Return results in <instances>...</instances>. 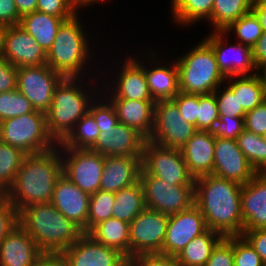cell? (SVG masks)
<instances>
[{"mask_svg": "<svg viewBox=\"0 0 266 266\" xmlns=\"http://www.w3.org/2000/svg\"><path fill=\"white\" fill-rule=\"evenodd\" d=\"M20 19L15 0H0V23L14 26L19 25Z\"/></svg>", "mask_w": 266, "mask_h": 266, "instance_id": "11a10c76", "label": "cell"}, {"mask_svg": "<svg viewBox=\"0 0 266 266\" xmlns=\"http://www.w3.org/2000/svg\"><path fill=\"white\" fill-rule=\"evenodd\" d=\"M196 131L195 125L183 119L172 100L155 101L153 126L148 141L181 149Z\"/></svg>", "mask_w": 266, "mask_h": 266, "instance_id": "9c48e42d", "label": "cell"}, {"mask_svg": "<svg viewBox=\"0 0 266 266\" xmlns=\"http://www.w3.org/2000/svg\"><path fill=\"white\" fill-rule=\"evenodd\" d=\"M142 170L170 185H194L180 149L163 147L145 140Z\"/></svg>", "mask_w": 266, "mask_h": 266, "instance_id": "ba28073f", "label": "cell"}, {"mask_svg": "<svg viewBox=\"0 0 266 266\" xmlns=\"http://www.w3.org/2000/svg\"><path fill=\"white\" fill-rule=\"evenodd\" d=\"M38 0H15V4L20 17L35 12Z\"/></svg>", "mask_w": 266, "mask_h": 266, "instance_id": "680465c9", "label": "cell"}, {"mask_svg": "<svg viewBox=\"0 0 266 266\" xmlns=\"http://www.w3.org/2000/svg\"><path fill=\"white\" fill-rule=\"evenodd\" d=\"M169 215L145 208L129 223L130 259L144 253H161Z\"/></svg>", "mask_w": 266, "mask_h": 266, "instance_id": "4fadbf2b", "label": "cell"}, {"mask_svg": "<svg viewBox=\"0 0 266 266\" xmlns=\"http://www.w3.org/2000/svg\"><path fill=\"white\" fill-rule=\"evenodd\" d=\"M172 101L177 105L183 119L195 125L197 129L199 94H187L180 91Z\"/></svg>", "mask_w": 266, "mask_h": 266, "instance_id": "7dc6e473", "label": "cell"}, {"mask_svg": "<svg viewBox=\"0 0 266 266\" xmlns=\"http://www.w3.org/2000/svg\"><path fill=\"white\" fill-rule=\"evenodd\" d=\"M61 150L26 155L11 187L4 194L19 211L30 204L50 203L63 176Z\"/></svg>", "mask_w": 266, "mask_h": 266, "instance_id": "7a4b0ae2", "label": "cell"}, {"mask_svg": "<svg viewBox=\"0 0 266 266\" xmlns=\"http://www.w3.org/2000/svg\"><path fill=\"white\" fill-rule=\"evenodd\" d=\"M27 154L21 149L0 141V194L11 187Z\"/></svg>", "mask_w": 266, "mask_h": 266, "instance_id": "d590c367", "label": "cell"}, {"mask_svg": "<svg viewBox=\"0 0 266 266\" xmlns=\"http://www.w3.org/2000/svg\"><path fill=\"white\" fill-rule=\"evenodd\" d=\"M235 32L238 42L249 47H253L257 40L262 36L263 30L256 14L251 10L233 22L224 32L229 36Z\"/></svg>", "mask_w": 266, "mask_h": 266, "instance_id": "8d00e7d4", "label": "cell"}, {"mask_svg": "<svg viewBox=\"0 0 266 266\" xmlns=\"http://www.w3.org/2000/svg\"><path fill=\"white\" fill-rule=\"evenodd\" d=\"M254 0H214L211 17L208 22L213 31H224L241 16L252 10Z\"/></svg>", "mask_w": 266, "mask_h": 266, "instance_id": "836d02e7", "label": "cell"}, {"mask_svg": "<svg viewBox=\"0 0 266 266\" xmlns=\"http://www.w3.org/2000/svg\"><path fill=\"white\" fill-rule=\"evenodd\" d=\"M207 230L205 218L195 204L187 210L171 214L161 253L176 257L188 242Z\"/></svg>", "mask_w": 266, "mask_h": 266, "instance_id": "9a60e30c", "label": "cell"}, {"mask_svg": "<svg viewBox=\"0 0 266 266\" xmlns=\"http://www.w3.org/2000/svg\"><path fill=\"white\" fill-rule=\"evenodd\" d=\"M83 79L85 77L63 78L54 89L51 107L46 112V120L48 133L57 143H60L89 111L90 104L98 98L96 95H100L101 89L98 90L96 86L95 89L89 88L91 85L89 82L83 84L85 83ZM90 89L97 91L91 94Z\"/></svg>", "mask_w": 266, "mask_h": 266, "instance_id": "277c9868", "label": "cell"}, {"mask_svg": "<svg viewBox=\"0 0 266 266\" xmlns=\"http://www.w3.org/2000/svg\"><path fill=\"white\" fill-rule=\"evenodd\" d=\"M65 19L35 11L21 17L19 25L29 33L47 53L51 48L59 27Z\"/></svg>", "mask_w": 266, "mask_h": 266, "instance_id": "f1b7e54d", "label": "cell"}, {"mask_svg": "<svg viewBox=\"0 0 266 266\" xmlns=\"http://www.w3.org/2000/svg\"><path fill=\"white\" fill-rule=\"evenodd\" d=\"M98 98L90 104L89 112L93 115L100 132H103V129L115 127L119 123V120L115 107L106 98L105 94L102 96L98 95Z\"/></svg>", "mask_w": 266, "mask_h": 266, "instance_id": "b9f144b4", "label": "cell"}, {"mask_svg": "<svg viewBox=\"0 0 266 266\" xmlns=\"http://www.w3.org/2000/svg\"><path fill=\"white\" fill-rule=\"evenodd\" d=\"M41 254L34 239L18 224L0 243V266H31Z\"/></svg>", "mask_w": 266, "mask_h": 266, "instance_id": "cb8c5ba5", "label": "cell"}, {"mask_svg": "<svg viewBox=\"0 0 266 266\" xmlns=\"http://www.w3.org/2000/svg\"><path fill=\"white\" fill-rule=\"evenodd\" d=\"M219 119V111L215 95H199V108L197 116V130L212 131Z\"/></svg>", "mask_w": 266, "mask_h": 266, "instance_id": "7bdbcfd3", "label": "cell"}, {"mask_svg": "<svg viewBox=\"0 0 266 266\" xmlns=\"http://www.w3.org/2000/svg\"><path fill=\"white\" fill-rule=\"evenodd\" d=\"M242 185L212 174L194 180V204L205 218L207 228L224 237L242 235Z\"/></svg>", "mask_w": 266, "mask_h": 266, "instance_id": "6da1fadb", "label": "cell"}, {"mask_svg": "<svg viewBox=\"0 0 266 266\" xmlns=\"http://www.w3.org/2000/svg\"><path fill=\"white\" fill-rule=\"evenodd\" d=\"M224 36H227L224 31H213L206 35V38H202L213 49L222 74L227 78L257 73L253 63L252 48L239 42L227 46Z\"/></svg>", "mask_w": 266, "mask_h": 266, "instance_id": "5bb4252c", "label": "cell"}, {"mask_svg": "<svg viewBox=\"0 0 266 266\" xmlns=\"http://www.w3.org/2000/svg\"><path fill=\"white\" fill-rule=\"evenodd\" d=\"M252 11L259 19L263 32H266V8L262 6H252Z\"/></svg>", "mask_w": 266, "mask_h": 266, "instance_id": "91938a15", "label": "cell"}, {"mask_svg": "<svg viewBox=\"0 0 266 266\" xmlns=\"http://www.w3.org/2000/svg\"><path fill=\"white\" fill-rule=\"evenodd\" d=\"M205 266H234L233 245L225 237L213 249Z\"/></svg>", "mask_w": 266, "mask_h": 266, "instance_id": "816d5d0a", "label": "cell"}, {"mask_svg": "<svg viewBox=\"0 0 266 266\" xmlns=\"http://www.w3.org/2000/svg\"><path fill=\"white\" fill-rule=\"evenodd\" d=\"M108 100L115 107L119 122L134 128L148 140L153 126L155 101Z\"/></svg>", "mask_w": 266, "mask_h": 266, "instance_id": "484cf974", "label": "cell"}, {"mask_svg": "<svg viewBox=\"0 0 266 266\" xmlns=\"http://www.w3.org/2000/svg\"><path fill=\"white\" fill-rule=\"evenodd\" d=\"M87 234L96 242L118 250L130 260L129 223L109 218L95 225Z\"/></svg>", "mask_w": 266, "mask_h": 266, "instance_id": "83f0119b", "label": "cell"}, {"mask_svg": "<svg viewBox=\"0 0 266 266\" xmlns=\"http://www.w3.org/2000/svg\"><path fill=\"white\" fill-rule=\"evenodd\" d=\"M112 218L130 223L145 208L144 191L140 180L114 193Z\"/></svg>", "mask_w": 266, "mask_h": 266, "instance_id": "1f68e13d", "label": "cell"}, {"mask_svg": "<svg viewBox=\"0 0 266 266\" xmlns=\"http://www.w3.org/2000/svg\"><path fill=\"white\" fill-rule=\"evenodd\" d=\"M252 58L256 68L266 63V32L257 40L252 47Z\"/></svg>", "mask_w": 266, "mask_h": 266, "instance_id": "9f6ffc18", "label": "cell"}, {"mask_svg": "<svg viewBox=\"0 0 266 266\" xmlns=\"http://www.w3.org/2000/svg\"><path fill=\"white\" fill-rule=\"evenodd\" d=\"M223 238L221 233L210 229L195 237L176 256L179 266H205L213 249Z\"/></svg>", "mask_w": 266, "mask_h": 266, "instance_id": "f546056e", "label": "cell"}, {"mask_svg": "<svg viewBox=\"0 0 266 266\" xmlns=\"http://www.w3.org/2000/svg\"><path fill=\"white\" fill-rule=\"evenodd\" d=\"M225 84L238 97L239 104L245 112L253 110L266 100V93L257 73L227 77Z\"/></svg>", "mask_w": 266, "mask_h": 266, "instance_id": "4dcf8cb0", "label": "cell"}, {"mask_svg": "<svg viewBox=\"0 0 266 266\" xmlns=\"http://www.w3.org/2000/svg\"><path fill=\"white\" fill-rule=\"evenodd\" d=\"M102 1H105V0H77L76 1V6H77V9H83L84 7H90V5H94L96 4L97 2L101 3ZM107 1V0H106Z\"/></svg>", "mask_w": 266, "mask_h": 266, "instance_id": "e7e4bbea", "label": "cell"}, {"mask_svg": "<svg viewBox=\"0 0 266 266\" xmlns=\"http://www.w3.org/2000/svg\"><path fill=\"white\" fill-rule=\"evenodd\" d=\"M244 230L266 228V181L254 176L241 188Z\"/></svg>", "mask_w": 266, "mask_h": 266, "instance_id": "d4e9b609", "label": "cell"}, {"mask_svg": "<svg viewBox=\"0 0 266 266\" xmlns=\"http://www.w3.org/2000/svg\"><path fill=\"white\" fill-rule=\"evenodd\" d=\"M264 138V140L266 141V132L264 133V135L262 136Z\"/></svg>", "mask_w": 266, "mask_h": 266, "instance_id": "003e7915", "label": "cell"}, {"mask_svg": "<svg viewBox=\"0 0 266 266\" xmlns=\"http://www.w3.org/2000/svg\"><path fill=\"white\" fill-rule=\"evenodd\" d=\"M212 175L244 185L255 176V169L238 147L236 140L217 137Z\"/></svg>", "mask_w": 266, "mask_h": 266, "instance_id": "ac0fdd59", "label": "cell"}, {"mask_svg": "<svg viewBox=\"0 0 266 266\" xmlns=\"http://www.w3.org/2000/svg\"><path fill=\"white\" fill-rule=\"evenodd\" d=\"M199 43L176 58L179 90L187 94L208 95L225 83L226 77L219 70L213 49L204 40Z\"/></svg>", "mask_w": 266, "mask_h": 266, "instance_id": "8992f818", "label": "cell"}, {"mask_svg": "<svg viewBox=\"0 0 266 266\" xmlns=\"http://www.w3.org/2000/svg\"><path fill=\"white\" fill-rule=\"evenodd\" d=\"M18 223L42 253L62 254L84 233L50 203L30 204L18 211Z\"/></svg>", "mask_w": 266, "mask_h": 266, "instance_id": "3957f363", "label": "cell"}, {"mask_svg": "<svg viewBox=\"0 0 266 266\" xmlns=\"http://www.w3.org/2000/svg\"><path fill=\"white\" fill-rule=\"evenodd\" d=\"M129 266H179L176 257L162 253L139 254L129 260Z\"/></svg>", "mask_w": 266, "mask_h": 266, "instance_id": "f907efd6", "label": "cell"}, {"mask_svg": "<svg viewBox=\"0 0 266 266\" xmlns=\"http://www.w3.org/2000/svg\"><path fill=\"white\" fill-rule=\"evenodd\" d=\"M242 236L260 255L262 262L266 265V228L256 230H243Z\"/></svg>", "mask_w": 266, "mask_h": 266, "instance_id": "db71d44e", "label": "cell"}, {"mask_svg": "<svg viewBox=\"0 0 266 266\" xmlns=\"http://www.w3.org/2000/svg\"><path fill=\"white\" fill-rule=\"evenodd\" d=\"M245 129L258 135L266 132V100L253 110L246 112L244 117Z\"/></svg>", "mask_w": 266, "mask_h": 266, "instance_id": "681fc988", "label": "cell"}, {"mask_svg": "<svg viewBox=\"0 0 266 266\" xmlns=\"http://www.w3.org/2000/svg\"><path fill=\"white\" fill-rule=\"evenodd\" d=\"M250 165L256 169L266 160V141L262 135L244 129L236 139Z\"/></svg>", "mask_w": 266, "mask_h": 266, "instance_id": "f35d334b", "label": "cell"}, {"mask_svg": "<svg viewBox=\"0 0 266 266\" xmlns=\"http://www.w3.org/2000/svg\"><path fill=\"white\" fill-rule=\"evenodd\" d=\"M245 129L244 117L219 116L213 130L211 131L215 138L236 140L240 133Z\"/></svg>", "mask_w": 266, "mask_h": 266, "instance_id": "bcb514c9", "label": "cell"}, {"mask_svg": "<svg viewBox=\"0 0 266 266\" xmlns=\"http://www.w3.org/2000/svg\"><path fill=\"white\" fill-rule=\"evenodd\" d=\"M90 194L82 191L64 175L55 185L51 203L65 217L87 233Z\"/></svg>", "mask_w": 266, "mask_h": 266, "instance_id": "44dd1931", "label": "cell"}, {"mask_svg": "<svg viewBox=\"0 0 266 266\" xmlns=\"http://www.w3.org/2000/svg\"><path fill=\"white\" fill-rule=\"evenodd\" d=\"M79 14L62 23L47 52L46 64L64 78H83L88 69L87 63L91 65L89 58L94 55L90 50L91 41L88 39L91 35L88 37L87 32L85 33Z\"/></svg>", "mask_w": 266, "mask_h": 266, "instance_id": "5b68a950", "label": "cell"}, {"mask_svg": "<svg viewBox=\"0 0 266 266\" xmlns=\"http://www.w3.org/2000/svg\"><path fill=\"white\" fill-rule=\"evenodd\" d=\"M36 11L69 20L80 10L74 0H38Z\"/></svg>", "mask_w": 266, "mask_h": 266, "instance_id": "f6af8a7d", "label": "cell"}, {"mask_svg": "<svg viewBox=\"0 0 266 266\" xmlns=\"http://www.w3.org/2000/svg\"><path fill=\"white\" fill-rule=\"evenodd\" d=\"M18 224V210L5 195H0V243Z\"/></svg>", "mask_w": 266, "mask_h": 266, "instance_id": "c3c4849f", "label": "cell"}, {"mask_svg": "<svg viewBox=\"0 0 266 266\" xmlns=\"http://www.w3.org/2000/svg\"><path fill=\"white\" fill-rule=\"evenodd\" d=\"M146 208L171 215L189 209L195 201L194 185H170L162 179L140 172Z\"/></svg>", "mask_w": 266, "mask_h": 266, "instance_id": "30bf717a", "label": "cell"}, {"mask_svg": "<svg viewBox=\"0 0 266 266\" xmlns=\"http://www.w3.org/2000/svg\"><path fill=\"white\" fill-rule=\"evenodd\" d=\"M125 59L124 63H121L122 66L118 67L119 70L113 79L114 82L108 80L111 82L106 86L108 91L105 88L106 84L103 83V93H107V99L154 101L148 89L143 61L137 57H132V55H128ZM112 85L113 87H111Z\"/></svg>", "mask_w": 266, "mask_h": 266, "instance_id": "2e32d148", "label": "cell"}, {"mask_svg": "<svg viewBox=\"0 0 266 266\" xmlns=\"http://www.w3.org/2000/svg\"><path fill=\"white\" fill-rule=\"evenodd\" d=\"M115 196L113 192L98 190L89 201L87 233L101 221L112 218Z\"/></svg>", "mask_w": 266, "mask_h": 266, "instance_id": "74e56055", "label": "cell"}, {"mask_svg": "<svg viewBox=\"0 0 266 266\" xmlns=\"http://www.w3.org/2000/svg\"><path fill=\"white\" fill-rule=\"evenodd\" d=\"M142 170V157L105 156L100 190L116 193L137 183Z\"/></svg>", "mask_w": 266, "mask_h": 266, "instance_id": "7402d4cb", "label": "cell"}, {"mask_svg": "<svg viewBox=\"0 0 266 266\" xmlns=\"http://www.w3.org/2000/svg\"><path fill=\"white\" fill-rule=\"evenodd\" d=\"M31 266H65L61 254L42 253Z\"/></svg>", "mask_w": 266, "mask_h": 266, "instance_id": "6f0895ef", "label": "cell"}, {"mask_svg": "<svg viewBox=\"0 0 266 266\" xmlns=\"http://www.w3.org/2000/svg\"><path fill=\"white\" fill-rule=\"evenodd\" d=\"M60 150L63 175L90 195L100 190L105 156L91 149L60 148Z\"/></svg>", "mask_w": 266, "mask_h": 266, "instance_id": "8fae6325", "label": "cell"}, {"mask_svg": "<svg viewBox=\"0 0 266 266\" xmlns=\"http://www.w3.org/2000/svg\"><path fill=\"white\" fill-rule=\"evenodd\" d=\"M34 110L30 101L17 89L0 93V122Z\"/></svg>", "mask_w": 266, "mask_h": 266, "instance_id": "ab89813d", "label": "cell"}, {"mask_svg": "<svg viewBox=\"0 0 266 266\" xmlns=\"http://www.w3.org/2000/svg\"><path fill=\"white\" fill-rule=\"evenodd\" d=\"M99 134L100 130L96 121L88 111L57 146L59 148L91 149L96 143Z\"/></svg>", "mask_w": 266, "mask_h": 266, "instance_id": "e575fe53", "label": "cell"}, {"mask_svg": "<svg viewBox=\"0 0 266 266\" xmlns=\"http://www.w3.org/2000/svg\"><path fill=\"white\" fill-rule=\"evenodd\" d=\"M213 93L217 102L219 116L226 115L227 117H245L246 112L239 104L238 97L235 96L234 92L227 86L222 84Z\"/></svg>", "mask_w": 266, "mask_h": 266, "instance_id": "ee69618b", "label": "cell"}, {"mask_svg": "<svg viewBox=\"0 0 266 266\" xmlns=\"http://www.w3.org/2000/svg\"><path fill=\"white\" fill-rule=\"evenodd\" d=\"M252 6H262L266 8V0H254Z\"/></svg>", "mask_w": 266, "mask_h": 266, "instance_id": "03108f58", "label": "cell"}, {"mask_svg": "<svg viewBox=\"0 0 266 266\" xmlns=\"http://www.w3.org/2000/svg\"><path fill=\"white\" fill-rule=\"evenodd\" d=\"M9 26L0 23V58L2 57V53L4 51L5 46V37Z\"/></svg>", "mask_w": 266, "mask_h": 266, "instance_id": "94428289", "label": "cell"}, {"mask_svg": "<svg viewBox=\"0 0 266 266\" xmlns=\"http://www.w3.org/2000/svg\"><path fill=\"white\" fill-rule=\"evenodd\" d=\"M61 255L65 266H129L122 253L96 242L87 233Z\"/></svg>", "mask_w": 266, "mask_h": 266, "instance_id": "e0dca14e", "label": "cell"}, {"mask_svg": "<svg viewBox=\"0 0 266 266\" xmlns=\"http://www.w3.org/2000/svg\"><path fill=\"white\" fill-rule=\"evenodd\" d=\"M257 74L261 80V83L266 93V63L257 68Z\"/></svg>", "mask_w": 266, "mask_h": 266, "instance_id": "be15d7a7", "label": "cell"}, {"mask_svg": "<svg viewBox=\"0 0 266 266\" xmlns=\"http://www.w3.org/2000/svg\"><path fill=\"white\" fill-rule=\"evenodd\" d=\"M213 4L214 0H171L173 22L185 27L201 22V19L209 21Z\"/></svg>", "mask_w": 266, "mask_h": 266, "instance_id": "d6a6232c", "label": "cell"}, {"mask_svg": "<svg viewBox=\"0 0 266 266\" xmlns=\"http://www.w3.org/2000/svg\"><path fill=\"white\" fill-rule=\"evenodd\" d=\"M18 68L0 58V93L17 89Z\"/></svg>", "mask_w": 266, "mask_h": 266, "instance_id": "f5cc1de1", "label": "cell"}, {"mask_svg": "<svg viewBox=\"0 0 266 266\" xmlns=\"http://www.w3.org/2000/svg\"><path fill=\"white\" fill-rule=\"evenodd\" d=\"M255 176L266 181V160L255 169Z\"/></svg>", "mask_w": 266, "mask_h": 266, "instance_id": "6125c7cd", "label": "cell"}, {"mask_svg": "<svg viewBox=\"0 0 266 266\" xmlns=\"http://www.w3.org/2000/svg\"><path fill=\"white\" fill-rule=\"evenodd\" d=\"M2 58L15 67L44 65L47 53L20 25L9 26Z\"/></svg>", "mask_w": 266, "mask_h": 266, "instance_id": "ffe728a7", "label": "cell"}, {"mask_svg": "<svg viewBox=\"0 0 266 266\" xmlns=\"http://www.w3.org/2000/svg\"><path fill=\"white\" fill-rule=\"evenodd\" d=\"M0 141L27 155L50 151L58 145L48 133L46 113L38 110L1 121Z\"/></svg>", "mask_w": 266, "mask_h": 266, "instance_id": "52a82bcc", "label": "cell"}, {"mask_svg": "<svg viewBox=\"0 0 266 266\" xmlns=\"http://www.w3.org/2000/svg\"><path fill=\"white\" fill-rule=\"evenodd\" d=\"M63 78L47 64L19 67L17 90L30 101L35 110L46 113L51 107L54 89Z\"/></svg>", "mask_w": 266, "mask_h": 266, "instance_id": "7c38bea8", "label": "cell"}, {"mask_svg": "<svg viewBox=\"0 0 266 266\" xmlns=\"http://www.w3.org/2000/svg\"><path fill=\"white\" fill-rule=\"evenodd\" d=\"M144 63V73L146 75L149 92L154 101L172 100L179 92V71L174 62L167 65L155 64L151 68Z\"/></svg>", "mask_w": 266, "mask_h": 266, "instance_id": "4316f807", "label": "cell"}, {"mask_svg": "<svg viewBox=\"0 0 266 266\" xmlns=\"http://www.w3.org/2000/svg\"><path fill=\"white\" fill-rule=\"evenodd\" d=\"M145 140L134 128L119 122L103 129L91 150L104 156L142 157Z\"/></svg>", "mask_w": 266, "mask_h": 266, "instance_id": "d6986e66", "label": "cell"}, {"mask_svg": "<svg viewBox=\"0 0 266 266\" xmlns=\"http://www.w3.org/2000/svg\"><path fill=\"white\" fill-rule=\"evenodd\" d=\"M225 238L233 245L234 266H265L260 255L242 235Z\"/></svg>", "mask_w": 266, "mask_h": 266, "instance_id": "60d3db41", "label": "cell"}, {"mask_svg": "<svg viewBox=\"0 0 266 266\" xmlns=\"http://www.w3.org/2000/svg\"><path fill=\"white\" fill-rule=\"evenodd\" d=\"M216 138L211 131L197 130L180 149L189 173L195 178L210 175Z\"/></svg>", "mask_w": 266, "mask_h": 266, "instance_id": "603a6c76", "label": "cell"}]
</instances>
